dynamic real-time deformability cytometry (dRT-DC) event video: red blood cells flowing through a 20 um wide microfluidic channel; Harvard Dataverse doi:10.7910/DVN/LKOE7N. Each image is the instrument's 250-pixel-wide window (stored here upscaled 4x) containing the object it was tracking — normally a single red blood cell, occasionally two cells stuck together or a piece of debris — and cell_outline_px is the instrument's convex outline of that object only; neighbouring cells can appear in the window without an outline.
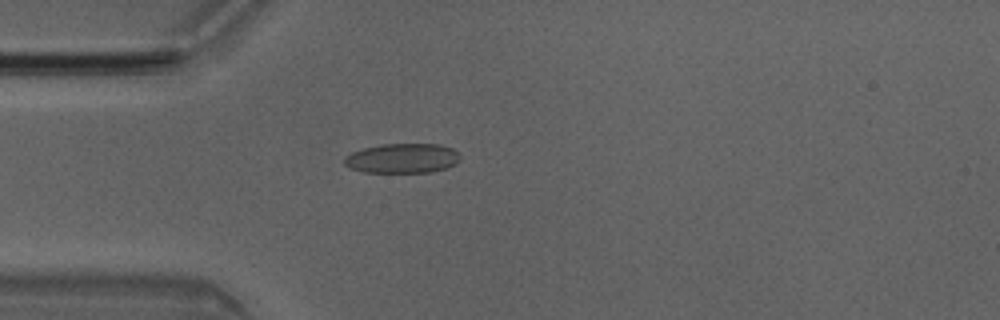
{"species": "Egyptian fruit bat (a non-hibernating species)", "species_latin": "Rousettus aegyptiacus", "temperature_condition": "room temperature", "stored_images_in_passage": 3, "camera_frame_rate_fps": 3000, "um_per_image_px": 0.085, "animal": {"sex": "male"}, "frame": {"image": 1, "passage_image": 3, "time_ms": 0.667, "image_size_px": [1000, 320], "cell_outline_px": [[460, 160], [456, 164], [448, 168], [432, 172], [364, 172], [348, 168], [344, 164], [344, 156], [352, 152], [364, 148], [380, 144], [440, 144], [452, 148], [460, 156]], "centroid_in_image_um": [34.2, 13.46], "position_along_channel_um": 50.8, "area_um2": 20.23}}